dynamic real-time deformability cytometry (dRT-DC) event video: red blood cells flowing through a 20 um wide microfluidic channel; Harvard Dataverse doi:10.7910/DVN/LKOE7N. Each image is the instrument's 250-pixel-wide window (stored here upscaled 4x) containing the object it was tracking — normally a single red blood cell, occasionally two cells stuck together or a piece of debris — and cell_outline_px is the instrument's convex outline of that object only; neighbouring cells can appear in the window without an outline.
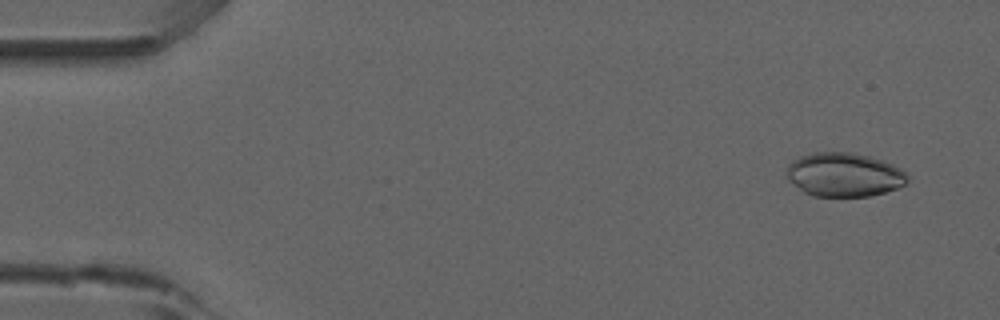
{"species": "common noctule bat (a hibernating species)", "species_latin": "Nyctalus noctula", "temperature_condition": "room temperature", "stored_images_in_passage": 51, "camera_frame_rate_fps": 3000, "um_per_image_px": 0.085, "animal": {"sex": "male", "forearm_length_mm": 52.5}, "frame": {"image": 1, "passage_image": 3, "time_ms": 0.667, "image_size_px": [1000, 320], "cell_outline_px": [[908, 180], [904, 184], [896, 188], [872, 196], [812, 196], [804, 192], [788, 180], [784, 172], [788, 164], [792, 160], [800, 156], [812, 152], [852, 152], [868, 156], [892, 164], [908, 172]], "centroid_in_image_um": [71.71, 14.84], "position_along_channel_um": 13.3, "area_um2": 31.15}}
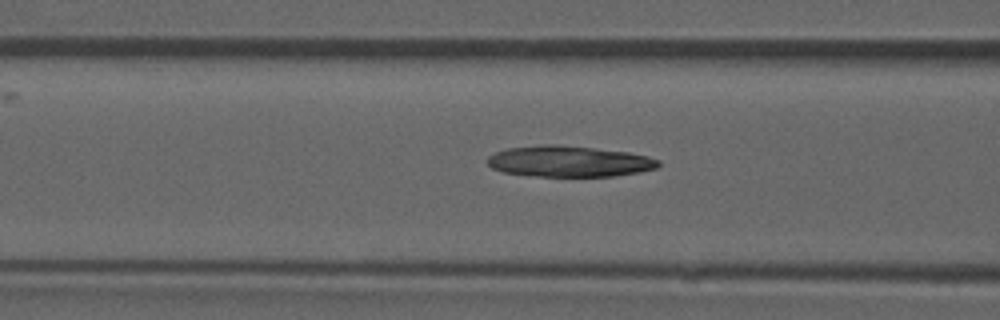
{"frame": {"image": 2, "passage_image": 20, "time_ms": 6.333, "image_size_px": [1000, 320], "cell_outline_px": [[660, 164], [656, 168], [640, 172], [616, 176], [536, 176], [504, 172], [492, 168], [484, 160], [488, 156], [496, 152], [508, 148], [544, 144], [552, 144], [592, 148], [628, 152], [648, 156], [660, 160]], "centroid_in_image_um": [48.37, 13.72], "position_along_channel_um": 118.2, "area_um2": 30.87}}
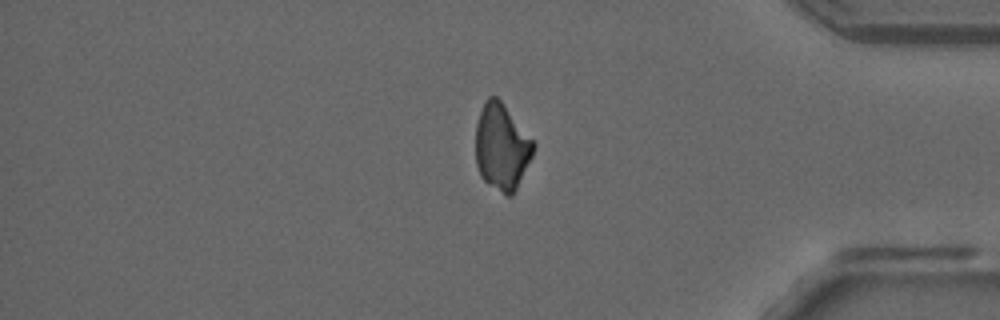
{"frame": {"image": 3, "passage_image": 43, "time_ms": 14.0, "image_size_px": [1000, 320], "cell_outline_px": [[536, 144], [532, 156], [512, 196], [504, 196], [488, 184], [480, 176], [476, 164], [476, 124], [480, 112], [488, 96], [496, 96], [500, 100]], "centroid_in_image_um": [42.63, 12.52], "position_along_channel_um": 392.6, "area_um2": 28.84}}